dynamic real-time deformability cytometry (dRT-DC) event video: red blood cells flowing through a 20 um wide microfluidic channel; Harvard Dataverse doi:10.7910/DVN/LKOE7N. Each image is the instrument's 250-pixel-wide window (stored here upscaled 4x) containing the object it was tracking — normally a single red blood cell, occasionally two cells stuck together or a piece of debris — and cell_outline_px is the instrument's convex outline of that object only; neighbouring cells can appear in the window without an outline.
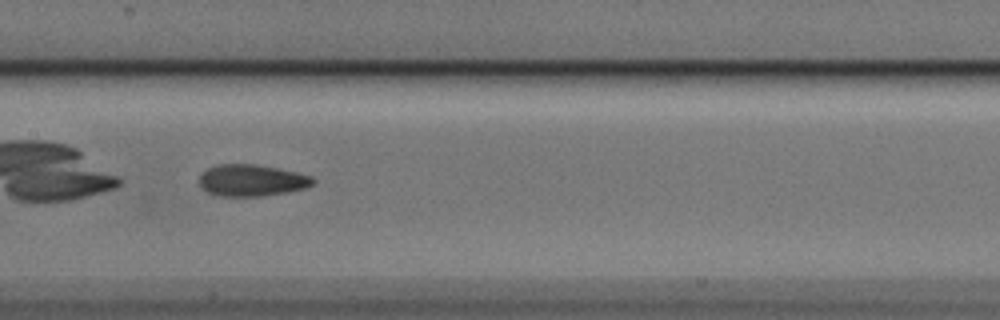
{"species": "Egyptian fruit bat (a non-hibernating species)", "species_latin": "Rousettus aegyptiacus", "temperature_condition": "cold", "stored_images_in_passage": 37, "camera_frame_rate_fps": 3000, "um_per_image_px": 0.085, "animal": {"sex": "male"}, "frame": {"image": 1, "passage_image": 11, "time_ms": 3.333, "image_size_px": [1000, 320], "cell_outline_px": [[316, 180], [312, 184], [304, 188], [288, 192], [264, 196], [220, 196], [208, 192], [200, 188], [200, 172], [216, 164], [256, 164], [296, 172], [312, 176]], "centroid_in_image_um": [21.37, 15.33], "position_along_channel_um": 186.0, "area_um2": 21.1}, "authors_computed_cell_mechanics": {"area_um2": 20.4034, "velocity_mm_per_s": 3.7734, "shape_relaxation_time_tau1_ms": 7.9591, "shape_relaxation_time_tau2_ms": 2.2409, "deformation_change_tau1": 0.1746, "deformation_change_tau2": 0.0921}}